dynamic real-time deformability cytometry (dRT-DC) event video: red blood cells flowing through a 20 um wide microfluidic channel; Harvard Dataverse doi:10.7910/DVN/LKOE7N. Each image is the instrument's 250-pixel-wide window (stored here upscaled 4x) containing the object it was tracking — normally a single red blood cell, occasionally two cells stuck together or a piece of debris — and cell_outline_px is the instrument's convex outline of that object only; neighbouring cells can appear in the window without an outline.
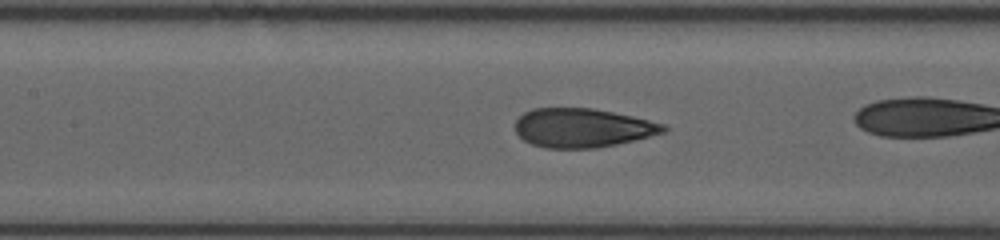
{"species": "human", "species_latin": "Homo sapiens", "temperature_condition": "room temperature", "stored_images_in_passage": 31, "camera_frame_rate_fps": 3000, "um_per_image_px": 0.085, "donor": {"sex": "female"}, "frame": {"image": 1, "passage_image": 18, "time_ms": 8.0, "image_size_px": [1000, 240], "cell_outline_px": [[668, 128], [664, 132], [616, 144], [596, 148], [544, 148], [532, 144], [524, 140], [516, 132], [516, 120], [524, 112], [532, 108], [592, 108], [632, 116], [664, 124]], "centroid_in_image_um": [49.47, 10.86], "position_along_channel_um": 157.9, "area_um2": 33.41}}
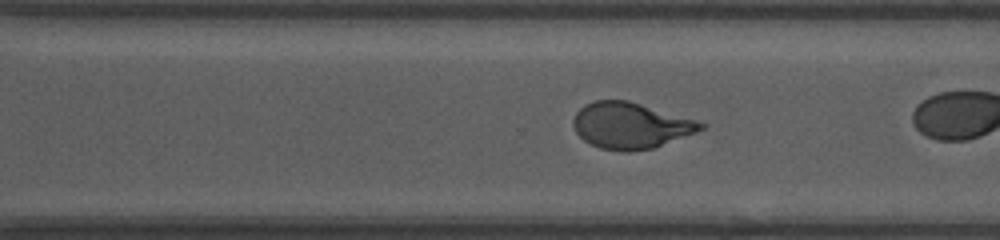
{"frame": {"image": 2, "passage_image": 27, "time_ms": 12.0, "image_size_px": [1000, 240], "cell_outline_px": [[708, 124], [704, 128], [696, 132], [652, 148], [628, 152], [624, 152], [600, 148], [584, 140], [576, 132], [572, 124], [572, 120], [576, 112], [584, 104], [596, 100], [628, 100]], "centroid_in_image_um": [53.56, 10.67], "position_along_channel_um": 317.0, "area_um2": 33.99}}